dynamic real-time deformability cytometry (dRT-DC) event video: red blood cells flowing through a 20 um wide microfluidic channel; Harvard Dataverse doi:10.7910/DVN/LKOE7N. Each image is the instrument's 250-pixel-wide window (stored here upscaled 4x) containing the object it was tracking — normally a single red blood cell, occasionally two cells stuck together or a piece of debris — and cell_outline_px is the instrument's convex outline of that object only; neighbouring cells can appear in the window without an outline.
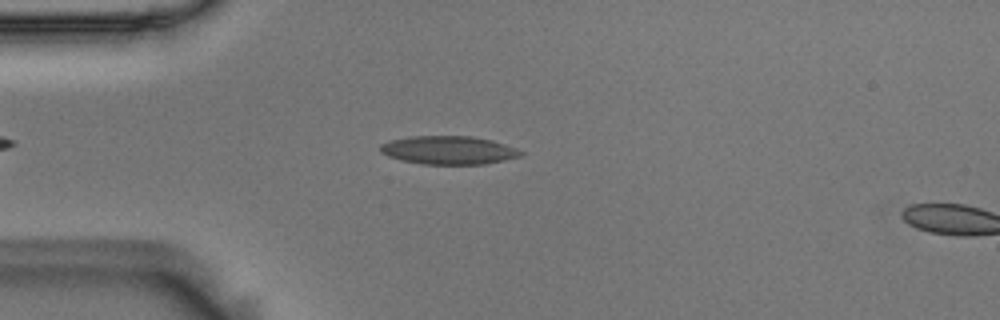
{"species": "Egyptian fruit bat (a non-hibernating species)", "species_latin": "Rousettus aegyptiacus", "temperature_condition": "room temperature", "stored_images_in_passage": 5, "segment_of_instrument_passage": [1, 2], "camera_frame_rate_fps": 3000, "um_per_image_px": 0.085, "animal": {"sex": "male"}, "frame": {"image": 1, "passage_image": 4, "time_ms": 1.0, "image_size_px": [1000, 320], "cell_outline_px": [[524, 152], [520, 156], [504, 160], [484, 164], [424, 164], [400, 160], [388, 156], [380, 152], [380, 144], [388, 140], [408, 136], [472, 136], [492, 140], [516, 148]], "centroid_in_image_um": [38.09, 12.75], "position_along_channel_um": 46.9, "area_um2": 23.29}}